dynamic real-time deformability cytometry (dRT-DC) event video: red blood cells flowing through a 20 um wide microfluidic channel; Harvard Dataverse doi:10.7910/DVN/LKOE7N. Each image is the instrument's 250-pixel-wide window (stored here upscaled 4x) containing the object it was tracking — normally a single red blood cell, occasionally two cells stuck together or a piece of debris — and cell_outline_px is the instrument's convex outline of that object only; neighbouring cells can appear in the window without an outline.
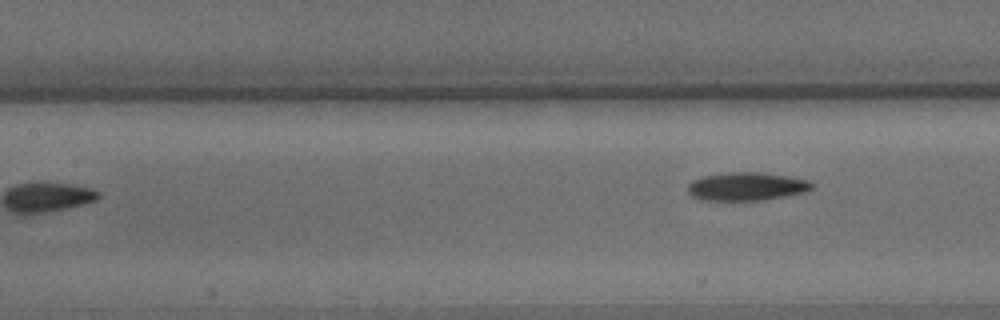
{"species": "common noctule bat (a hibernating species)", "species_latin": "Nyctalus noctula", "temperature_condition": "warm", "stored_images_in_passage": 4, "camera_frame_rate_fps": 3000, "um_per_image_px": 0.085, "animal": {"sex": "male", "body_mass_g": 15.6}, "frame": {"image": 1, "passage_image": 4, "time_ms": 1.0, "image_size_px": [1000, 320], "cell_outline_px": [[812, 188], [804, 192], [784, 196], [760, 200], [700, 200], [692, 196], [688, 192], [688, 184], [692, 180], [704, 176], [728, 172], [764, 172], [788, 176], [808, 180], [812, 184]], "centroid_in_image_um": [63.43, 15.84], "position_along_channel_um": 144.0, "area_um2": 20.35}}